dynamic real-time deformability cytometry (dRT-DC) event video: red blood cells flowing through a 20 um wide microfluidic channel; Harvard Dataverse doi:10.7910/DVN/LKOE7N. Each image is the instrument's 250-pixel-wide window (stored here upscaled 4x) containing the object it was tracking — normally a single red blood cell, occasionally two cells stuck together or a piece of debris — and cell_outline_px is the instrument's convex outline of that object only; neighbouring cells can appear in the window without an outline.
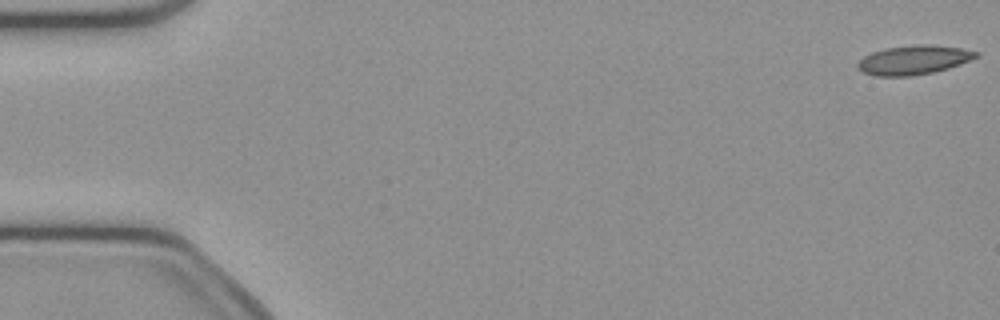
{"species": "common noctule bat (a hibernating species)", "species_latin": "Nyctalus noctula", "temperature_condition": "cold", "stored_images_in_passage": 52, "camera_frame_rate_fps": 3000, "um_per_image_px": 0.085, "animal": {"sex": "female", "body_mass_g": 21.9}, "frame": {"image": 1, "passage_image": 1, "time_ms": 0.0, "image_size_px": [1000, 320], "cell_outline_px": [[980, 56], [960, 64], [948, 68], [932, 72], [912, 76], [876, 76], [864, 72], [856, 68], [856, 64], [864, 56], [872, 52], [884, 48], [920, 44], [932, 44], [960, 48], [980, 52]], "centroid_in_image_um": [77.67, 5.09], "position_along_channel_um": 7.3, "area_um2": 20.17}}
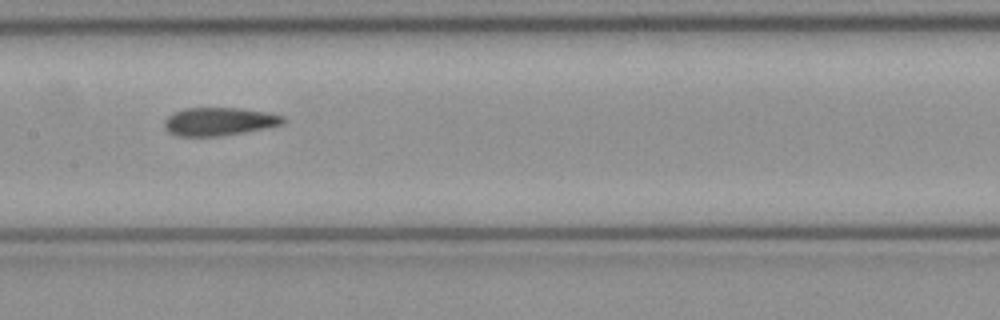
{"frame": {"image": 2, "passage_image": 26, "time_ms": 8.333, "image_size_px": [1000, 320], "cell_outline_px": [[288, 120], [284, 124], [268, 128], [220, 136], [176, 136], [168, 132], [164, 128], [164, 120], [172, 112], [184, 108], [240, 108], [264, 112], [284, 116]], "centroid_in_image_um": [18.62, 10.33], "position_along_channel_um": 188.8, "area_um2": 19.71}}
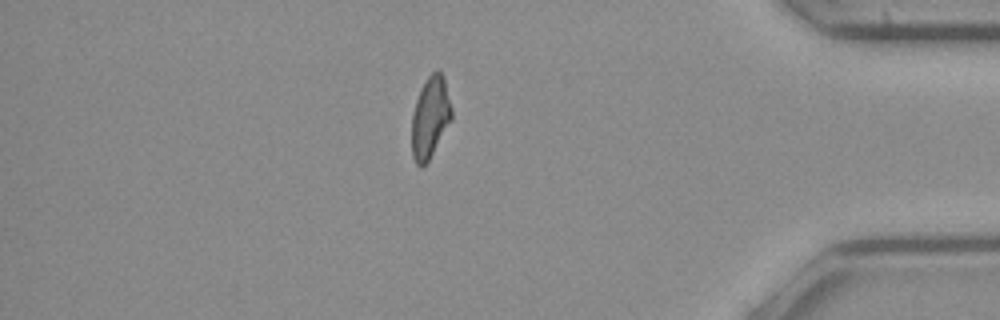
{"frame": {"image": 3, "passage_image": 45, "time_ms": 14.667, "image_size_px": [1000, 320], "cell_outline_px": [[452, 120], [428, 160], [420, 168], [416, 164], [412, 156], [412, 112], [420, 88], [428, 76], [436, 68], [444, 76], [452, 108]], "centroid_in_image_um": [36.57, 9.94], "position_along_channel_um": 398.6, "area_um2": 19.02}, "authors_computed_cell_mechanics": {"area_um2": 19.8543, "velocity_mm_per_s": 3.9041, "shape_relaxation_time_tau1_ms": null, "shape_relaxation_time_tau2_ms": 4.7547, "deformation_change_tau1": null, "deformation_change_tau2": 0.1061}}